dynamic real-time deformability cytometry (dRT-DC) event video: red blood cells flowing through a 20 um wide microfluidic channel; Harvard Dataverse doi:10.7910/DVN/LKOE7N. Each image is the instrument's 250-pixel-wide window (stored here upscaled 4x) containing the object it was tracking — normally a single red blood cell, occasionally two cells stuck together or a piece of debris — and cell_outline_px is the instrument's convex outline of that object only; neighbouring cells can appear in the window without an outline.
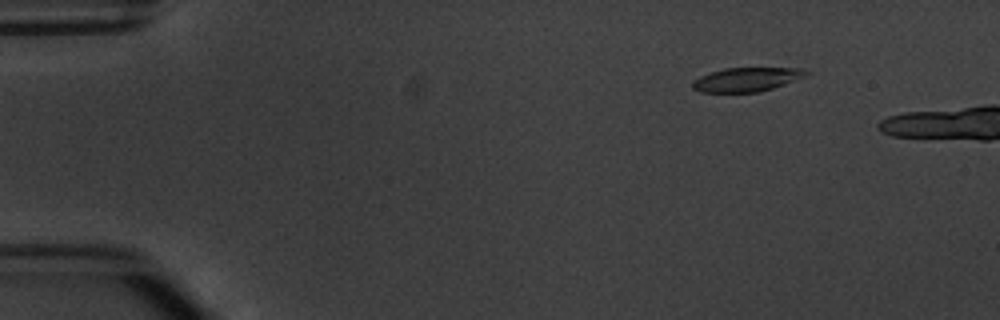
{"species": "common noctule bat (a hibernating species)", "species_latin": "Nyctalus noctula", "temperature_condition": "warm", "stored_images_in_passage": 5, "camera_frame_rate_fps": 3000, "um_per_image_px": 0.085, "animal": {"sex": "male", "body_mass_g": 20.1, "forearm_length_mm": 53.5}, "frame": {"image": 1, "passage_image": 2, "time_ms": 1.333, "image_size_px": [1000, 320], "cell_outline_px": [[812, 72], [804, 76], [784, 84], [760, 92], [700, 92], [692, 88], [692, 80], [700, 76], [724, 68], [804, 68]], "centroid_in_image_um": [63.45, 6.75], "position_along_channel_um": 21.5, "area_um2": 15.84}}